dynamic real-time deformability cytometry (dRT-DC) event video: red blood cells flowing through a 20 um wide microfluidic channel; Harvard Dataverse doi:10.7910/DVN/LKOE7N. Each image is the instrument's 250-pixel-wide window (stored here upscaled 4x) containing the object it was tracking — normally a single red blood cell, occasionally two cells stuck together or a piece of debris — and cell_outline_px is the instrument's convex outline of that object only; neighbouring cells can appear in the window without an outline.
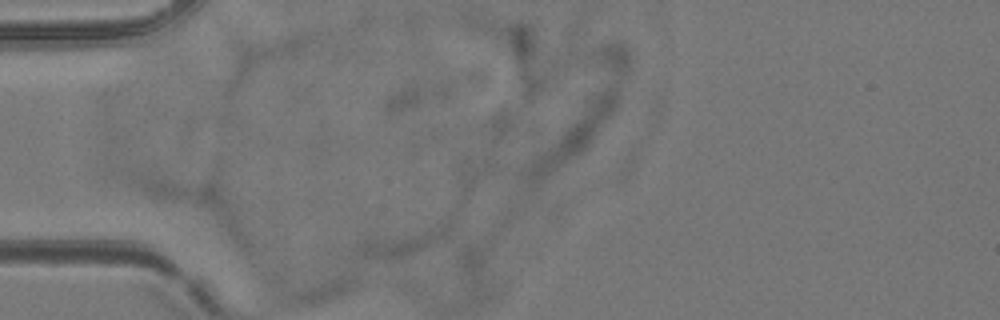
{"species": "common noctule bat (a hibernating species)", "species_latin": "Nyctalus noctula", "temperature_condition": "room temperature", "stored_images_in_passage": 4, "camera_frame_rate_fps": 3000, "um_per_image_px": 0.085, "animal": {"sex": "female", "body_mass_g": 24.6, "forearm_length_mm": 56.2}, "frame": {"image": 1, "passage_image": 3, "time_ms": 0.667, "image_size_px": [1000, 320], "cell_outline_px": [[352, 280], [340, 292], [320, 300], [308, 304], [276, 304], [272, 280], [272, 272], [344, 276]], "centroid_in_image_um": [26.0, 24.42], "position_along_channel_um": 59.0, "area_um2": 13.87}}